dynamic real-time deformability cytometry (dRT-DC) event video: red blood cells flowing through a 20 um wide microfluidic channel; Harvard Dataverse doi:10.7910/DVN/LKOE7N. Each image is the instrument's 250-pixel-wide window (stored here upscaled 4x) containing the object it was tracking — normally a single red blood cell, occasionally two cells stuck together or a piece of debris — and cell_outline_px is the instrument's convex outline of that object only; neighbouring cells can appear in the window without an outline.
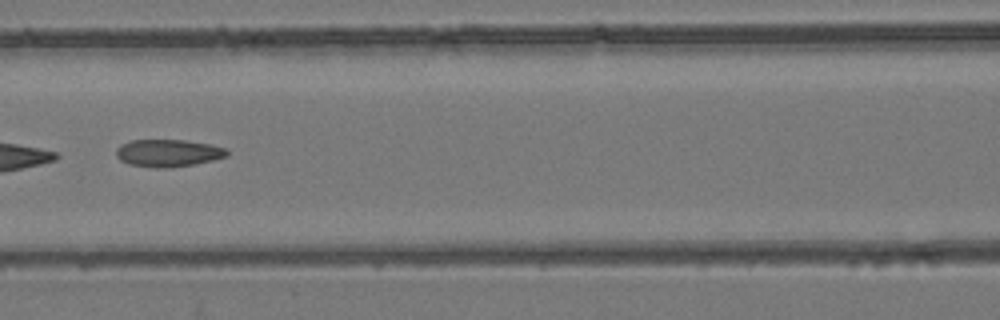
{"species": "common noctule bat (a hibernating species)", "species_latin": "Nyctalus noctula", "temperature_condition": "room temperature", "stored_images_in_passage": 6, "camera_frame_rate_fps": 3000, "um_per_image_px": 0.085, "animal": {"sex": "female", "body_mass_g": 24.6, "forearm_length_mm": 56.2}, "frame": {"image": 1, "passage_image": 5, "time_ms": 1.333, "image_size_px": [1000, 320], "cell_outline_px": [[228, 156], [212, 160], [192, 164], [164, 168], [156, 168], [128, 164], [120, 160], [116, 156], [116, 148], [120, 144], [132, 140], [184, 140], [208, 144], [224, 148], [228, 152]], "centroid_in_image_um": [14.23, 13.0], "position_along_channel_um": 152.4, "area_um2": 17.51}}
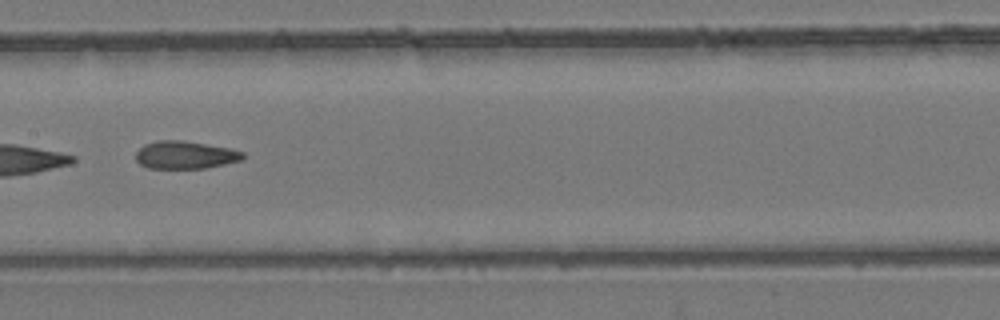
{"frame": {"image": 2, "passage_image": 6, "time_ms": 1.667, "image_size_px": [1000, 320], "cell_outline_px": [[244, 156], [240, 160], [224, 164], [204, 168], [148, 168], [140, 164], [136, 160], [136, 152], [144, 144], [156, 140], [184, 140], [232, 148], [244, 152]], "centroid_in_image_um": [15.73, 13.15], "position_along_channel_um": 191.7, "area_um2": 17.4}}